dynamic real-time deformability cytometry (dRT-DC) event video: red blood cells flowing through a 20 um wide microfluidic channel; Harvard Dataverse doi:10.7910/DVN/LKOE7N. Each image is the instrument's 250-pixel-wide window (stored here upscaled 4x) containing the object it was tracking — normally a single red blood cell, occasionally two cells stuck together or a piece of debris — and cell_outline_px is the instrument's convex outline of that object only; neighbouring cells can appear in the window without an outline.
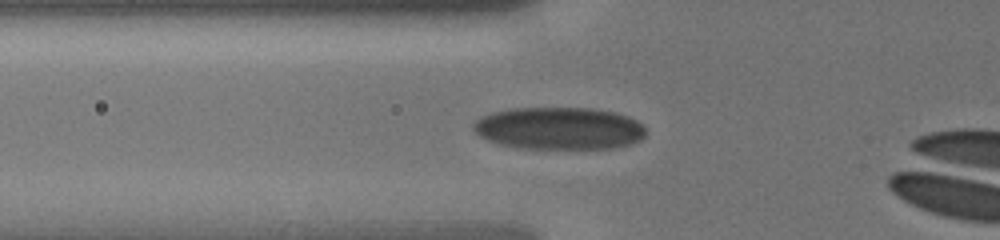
{"species": "human", "species_latin": "Homo sapiens", "temperature_condition": "cold", "stored_images_in_passage": 14, "camera_frame_rate_fps": 3000, "um_per_image_px": 0.085, "donor": {"sex": "male"}, "frame": {"image": 1, "passage_image": 10, "time_ms": 3.667, "image_size_px": [1000, 240], "cell_outline_px": [[648, 132], [640, 140], [632, 144], [616, 148], [516, 148], [500, 144], [488, 140], [480, 136], [472, 128], [472, 124], [480, 116], [488, 112], [508, 108], [592, 108], [616, 112], [628, 116], [644, 124]], "centroid_in_image_um": [47.54, 10.9], "position_along_channel_um": 78.3, "area_um2": 43.18}}